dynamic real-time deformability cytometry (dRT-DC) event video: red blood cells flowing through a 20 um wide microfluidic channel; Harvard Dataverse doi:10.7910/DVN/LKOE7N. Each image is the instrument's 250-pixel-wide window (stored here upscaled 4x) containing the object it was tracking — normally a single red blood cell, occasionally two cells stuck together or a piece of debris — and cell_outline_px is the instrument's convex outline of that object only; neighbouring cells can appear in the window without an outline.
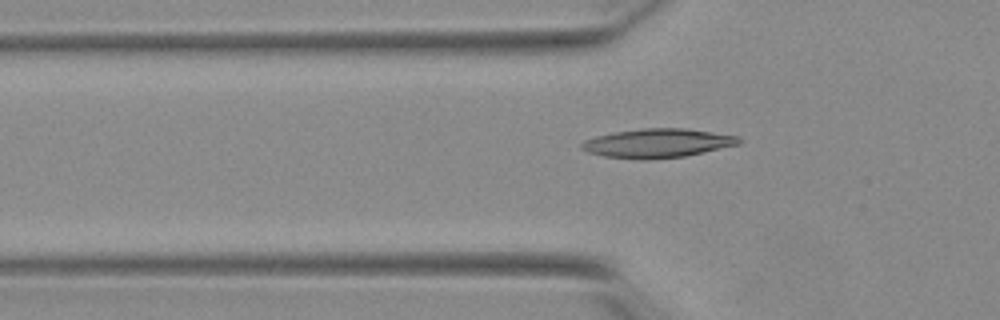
{"species": "Egyptian fruit bat (a non-hibernating species)", "species_latin": "Rousettus aegyptiacus", "temperature_condition": "warm", "stored_images_in_passage": 40, "camera_frame_rate_fps": 3000, "um_per_image_px": 0.085, "animal": {"sex": "female"}, "frame": {"image": 1, "passage_image": 5, "time_ms": 1.333, "image_size_px": [1000, 320], "cell_outline_px": [[740, 144], [684, 156], [648, 160], [640, 160], [604, 156], [588, 152], [580, 148], [580, 144], [584, 140], [596, 136], [612, 132], [640, 128], [684, 128], [740, 136]], "centroid_in_image_um": [55.85, 12.17], "position_along_channel_um": 70.0, "area_um2": 26.65}}
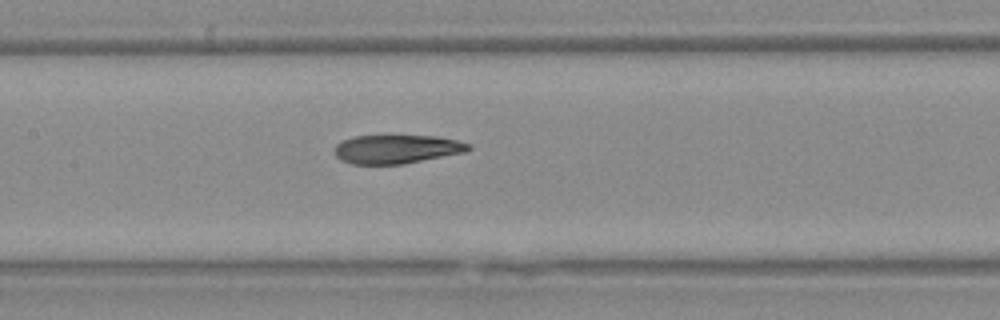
{"frame": {"image": 2, "passage_image": 13, "time_ms": 4.0, "image_size_px": [1000, 320], "cell_outline_px": [[472, 148], [464, 152], [404, 164], [352, 164], [340, 160], [336, 156], [336, 144], [340, 140], [352, 136], [436, 136], [456, 140], [472, 144]], "centroid_in_image_um": [33.7, 12.67], "position_along_channel_um": 173.7, "area_um2": 22.43}}
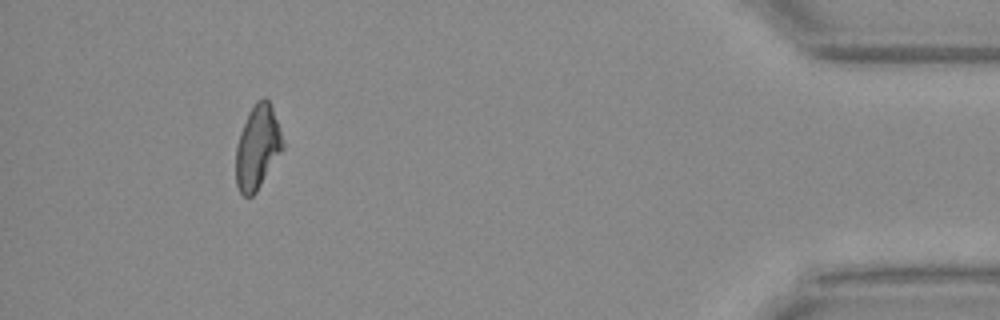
{"frame": {"image": 3, "passage_image": 36, "time_ms": 11.667, "image_size_px": [1000, 320], "cell_outline_px": [[284, 148], [256, 192], [252, 196], [244, 196], [240, 192], [236, 184], [236, 148], [240, 132], [256, 100], [264, 96], [268, 100], [272, 108], [284, 144]], "centroid_in_image_um": [21.88, 12.54], "position_along_channel_um": 413.3, "area_um2": 22.48}, "authors_computed_cell_mechanics": {"area_um2": 23.4668, "velocity_mm_per_s": 3.889, "shape_relaxation_time_tau1_ms": null, "shape_relaxation_time_tau2_ms": 2.5877, "deformation_change_tau1": null, "deformation_change_tau2": 0.0964}}